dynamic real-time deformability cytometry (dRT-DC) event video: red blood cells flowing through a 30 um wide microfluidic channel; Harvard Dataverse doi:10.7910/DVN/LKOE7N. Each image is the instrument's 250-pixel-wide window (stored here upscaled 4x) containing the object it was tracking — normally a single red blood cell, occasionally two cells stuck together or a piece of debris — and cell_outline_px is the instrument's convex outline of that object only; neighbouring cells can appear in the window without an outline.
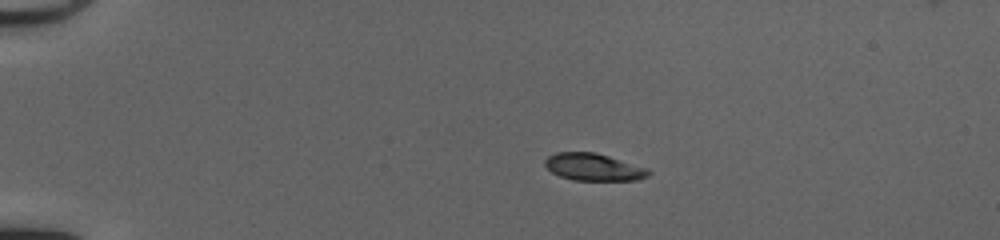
{"species": "common noctule bat (a hibernating species)", "species_latin": "Nyctalus noctula", "temperature_condition": "cold", "stored_images_in_passage": 40, "camera_frame_rate_fps": 3000, "um_per_image_px": 0.085, "animal": {"sex": "female", "body_mass_g": 20.0, "forearm_length_mm": 54.0}, "frame": {"image": 1, "passage_image": 1, "time_ms": 0.0, "image_size_px": [1000, 240], "cell_outline_px": [[652, 172], [648, 176], [640, 180], [572, 180], [560, 176], [552, 172], [544, 164], [544, 160], [548, 156], [556, 152], [596, 152], [648, 168]], "centroid_in_image_um": [50.47, 14.2], "position_along_channel_um": 34.5, "area_um2": 16.53}}
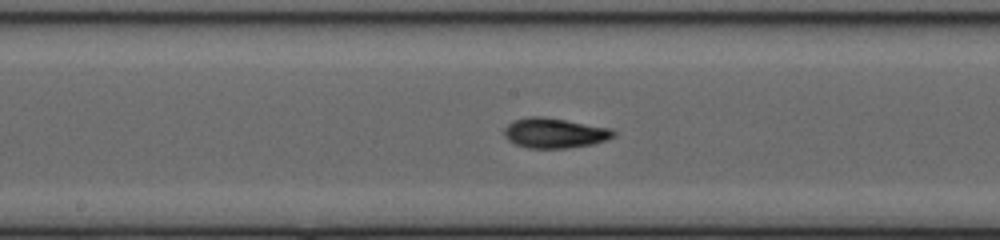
{"frame": {"image": 2, "passage_image": 18, "time_ms": 5.667, "image_size_px": [1000, 240], "cell_outline_px": [[616, 136], [608, 140], [592, 144], [568, 148], [528, 148], [516, 144], [508, 140], [504, 136], [504, 128], [512, 120], [528, 116], [544, 116], [612, 128], [616, 132]], "centroid_in_image_um": [47.16, 11.3], "position_along_channel_um": 201.0, "area_um2": 19.42}}
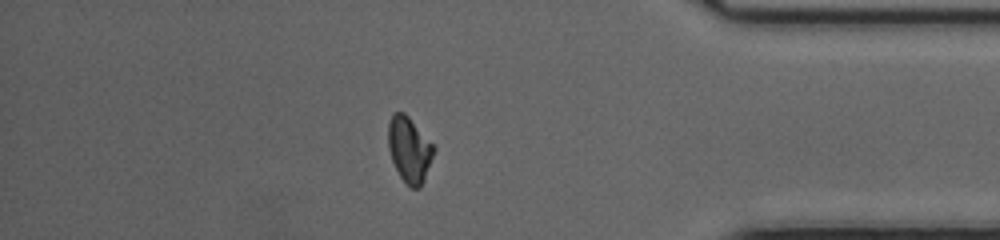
{"frame": {"image": 3, "passage_image": 34, "time_ms": 11.0, "image_size_px": [1000, 240], "cell_outline_px": [[436, 148], [424, 180], [420, 188], [412, 188], [400, 176], [392, 160], [388, 148], [388, 124], [392, 112], [404, 112], [408, 116]], "centroid_in_image_um": [34.78, 12.69], "position_along_channel_um": 400.4, "area_um2": 17.22}, "authors_computed_cell_mechanics": {"area_um2": 17.918, "velocity_mm_per_s": 4.1911, "shape_relaxation_time_tau1_ms": 2.8497, "shape_relaxation_time_tau2_ms": 1.0454, "deformation_change_tau1": 0.1537, "deformation_change_tau2": 0.0519}}